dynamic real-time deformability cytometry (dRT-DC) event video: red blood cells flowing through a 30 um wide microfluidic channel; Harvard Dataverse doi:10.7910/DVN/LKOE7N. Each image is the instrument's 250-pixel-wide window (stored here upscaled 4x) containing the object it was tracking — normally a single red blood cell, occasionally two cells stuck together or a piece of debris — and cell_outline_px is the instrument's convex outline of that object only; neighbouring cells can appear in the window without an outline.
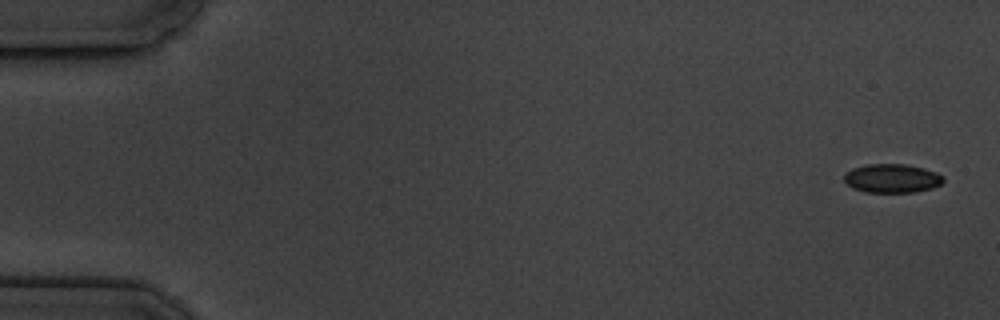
{"species": "common noctule bat (a hibernating species)", "species_latin": "Nyctalus noctula", "temperature_condition": "cold", "stored_images_in_passage": 17, "camera_frame_rate_fps": 3000, "um_per_image_px": 0.085, "animal": {"sex": "male", "body_mass_g": 19.5, "forearm_length_mm": 54.6}, "frame": {"image": 1, "passage_image": 1, "time_ms": 0.0, "image_size_px": [1000, 320], "cell_outline_px": [[944, 180], [940, 184], [932, 188], [916, 192], [864, 192], [852, 188], [844, 180], [844, 176], [852, 168], [868, 164], [904, 164], [924, 168], [936, 172], [944, 176]], "centroid_in_image_um": [75.83, 15.16], "position_along_channel_um": 9.2, "area_um2": 16.65}}
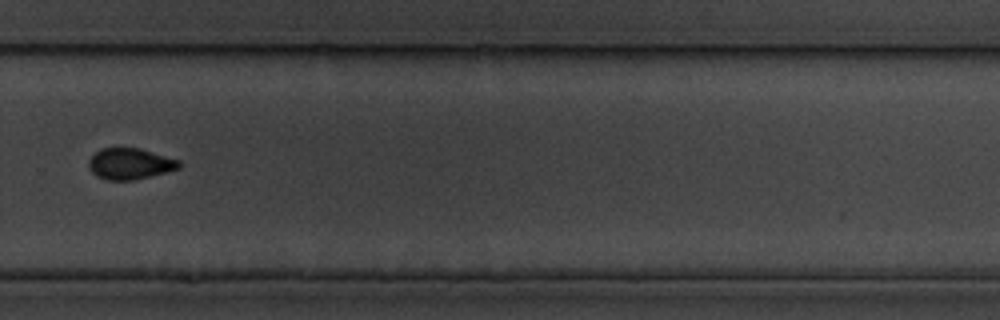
{"frame": {"image": 2, "passage_image": 12, "time_ms": 12.667, "image_size_px": [1000, 320], "cell_outline_px": [[180, 168], [132, 180], [108, 180], [96, 176], [88, 168], [88, 160], [100, 148], [140, 148], [180, 160]], "centroid_in_image_um": [11.02, 13.91], "position_along_channel_um": 318.8, "area_um2": 16.3}}
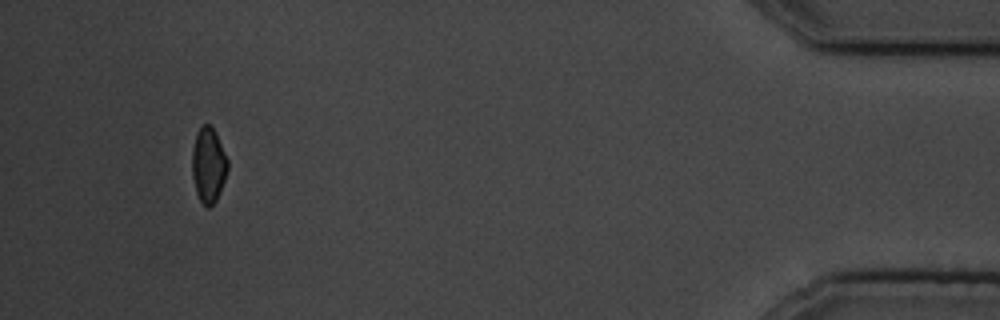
{"frame": {"image": 3, "passage_image": 16, "time_ms": 17.333, "image_size_px": [1000, 320], "cell_outline_px": [[228, 168], [224, 180], [216, 200], [208, 208], [200, 200], [196, 192], [192, 176], [192, 148], [196, 132], [204, 124], [208, 124], [216, 132], [228, 160]], "centroid_in_image_um": [17.7, 14.01], "position_along_channel_um": 417.5, "area_um2": 15.49}, "authors_computed_cell_mechanics": {"area_um2": 16.8198, "velocity_mm_per_s": 3.5384, "shape_relaxation_time_tau1_ms": 2.2735, "shape_relaxation_time_tau2_ms": null, "deformation_change_tau1": 0.034, "deformation_change_tau2": null}}